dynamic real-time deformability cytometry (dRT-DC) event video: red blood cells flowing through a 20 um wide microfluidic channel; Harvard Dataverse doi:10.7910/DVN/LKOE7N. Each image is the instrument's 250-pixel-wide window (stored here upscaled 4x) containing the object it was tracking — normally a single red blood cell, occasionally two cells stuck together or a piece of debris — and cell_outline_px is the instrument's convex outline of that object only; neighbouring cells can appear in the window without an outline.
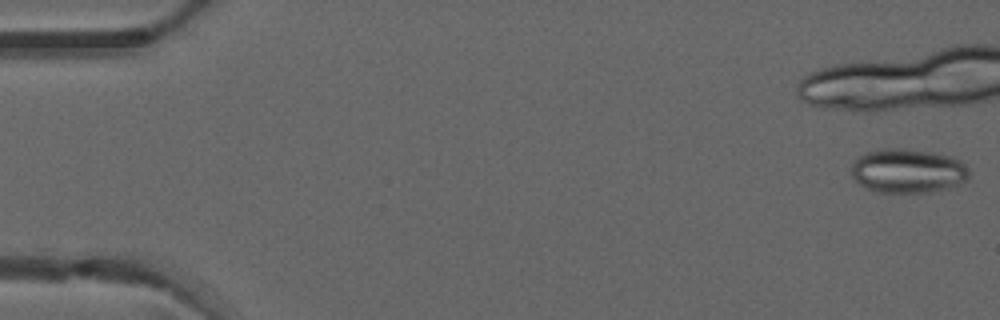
{"species": "common noctule bat (a hibernating species)", "species_latin": "Nyctalus noctula", "temperature_condition": "warm", "stored_images_in_passage": 2, "camera_frame_rate_fps": 3000, "um_per_image_px": 0.085, "animal": {"sex": "male", "forearm_length_mm": 52.5}, "frame": {"image": 1, "passage_image": 1, "time_ms": 0.0, "image_size_px": [1000, 320], "cell_outline_px": [[968, 176], [960, 184], [948, 188], [932, 192], [880, 192], [868, 188], [860, 184], [852, 176], [852, 164], [856, 156], [864, 152], [880, 148], [900, 148], [932, 152], [948, 156], [960, 160], [968, 168]], "centroid_in_image_um": [77.13, 14.51], "position_along_channel_um": 7.9, "area_um2": 30.35}}